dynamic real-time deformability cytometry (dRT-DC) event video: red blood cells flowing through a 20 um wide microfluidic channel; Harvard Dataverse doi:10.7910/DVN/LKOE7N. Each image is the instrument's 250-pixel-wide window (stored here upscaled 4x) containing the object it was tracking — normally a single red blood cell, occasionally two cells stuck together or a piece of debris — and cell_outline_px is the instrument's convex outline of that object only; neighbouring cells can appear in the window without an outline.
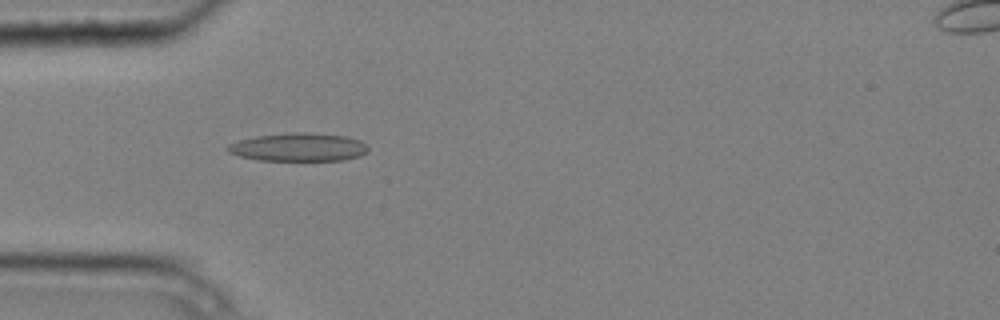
{"species": "common noctule bat (a hibernating species)", "species_latin": "Nyctalus noctula", "temperature_condition": "cold", "stored_images_in_passage": 5, "camera_frame_rate_fps": 3000, "um_per_image_px": 0.085, "animal": {"sex": "male", "body_mass_g": 20.4}, "frame": {"image": 1, "passage_image": 2, "time_ms": 0.333, "image_size_px": [1000, 320], "cell_outline_px": [[368, 152], [360, 156], [344, 160], [256, 160], [240, 156], [228, 152], [224, 148], [228, 144], [240, 140], [256, 136], [296, 132], [304, 132], [344, 136], [360, 140], [368, 144]], "centroid_in_image_um": [25.38, 12.51], "position_along_channel_um": 59.6, "area_um2": 23.12}}
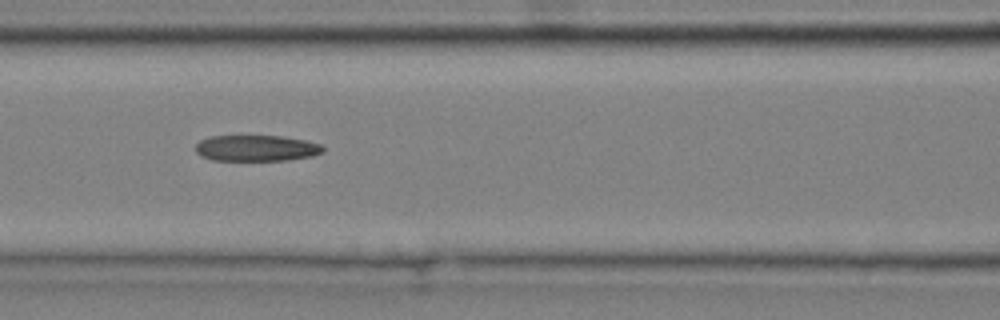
{"frame": {"image": 2, "passage_image": 4, "time_ms": 1.0, "image_size_px": [1000, 320], "cell_outline_px": [[324, 152], [312, 156], [288, 160], [212, 160], [200, 156], [196, 152], [196, 144], [200, 140], [212, 136], [280, 136], [308, 140], [320, 144], [324, 148]], "centroid_in_image_um": [21.81, 12.59], "position_along_channel_um": 144.8, "area_um2": 19.42}}
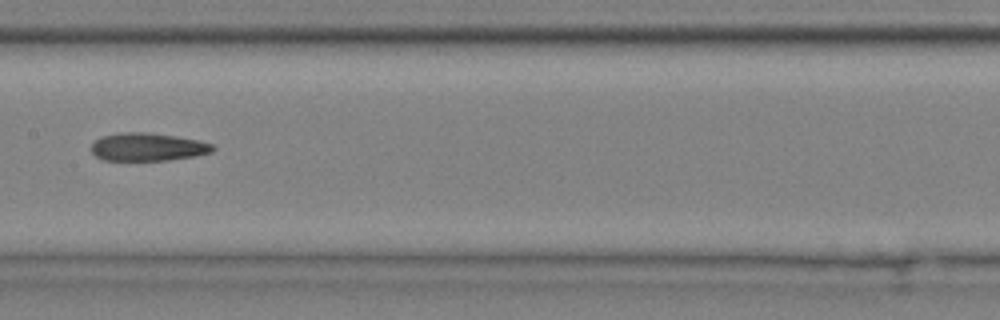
{"frame": {"image": 3, "passage_image": 5, "time_ms": 1.333, "image_size_px": [1000, 320], "cell_outline_px": [[216, 148], [212, 152], [196, 156], [168, 160], [104, 160], [96, 156], [92, 152], [92, 144], [100, 136], [120, 132], [148, 132], [176, 136], [196, 140], [212, 144]], "centroid_in_image_um": [12.55, 12.48], "position_along_channel_um": 194.8, "area_um2": 19.83}}